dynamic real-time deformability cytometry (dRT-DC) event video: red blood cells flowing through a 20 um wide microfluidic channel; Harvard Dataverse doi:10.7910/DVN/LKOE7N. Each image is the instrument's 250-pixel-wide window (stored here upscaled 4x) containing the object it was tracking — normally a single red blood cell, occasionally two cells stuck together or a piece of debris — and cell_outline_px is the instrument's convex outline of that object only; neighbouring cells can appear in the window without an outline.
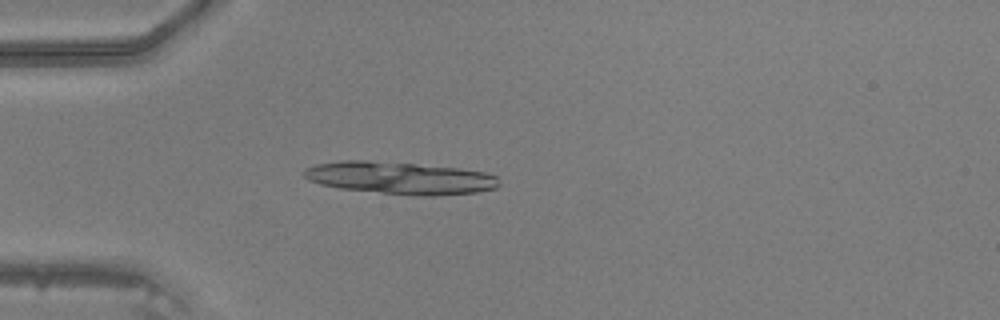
{"species": "common noctule bat (a hibernating species)", "species_latin": "Nyctalus noctula", "temperature_condition": "warm", "stored_images_in_passage": 23, "camera_frame_rate_fps": 3000, "um_per_image_px": 0.085, "animal": {"sex": "male", "body_mass_g": 20.5, "forearm_length_mm": 52.5}, "frame": {"image": 1, "passage_image": 4, "time_ms": 1.0, "image_size_px": [1000, 320], "cell_outline_px": [[500, 184], [496, 188], [476, 192], [436, 196], [416, 196], [340, 188], [320, 184], [308, 180], [304, 176], [304, 168], [316, 164], [340, 160], [364, 160], [416, 164], [460, 168], [484, 172], [496, 176]], "centroid_in_image_um": [34.0, 15.13], "position_along_channel_um": 51.0, "area_um2": 36.82}}